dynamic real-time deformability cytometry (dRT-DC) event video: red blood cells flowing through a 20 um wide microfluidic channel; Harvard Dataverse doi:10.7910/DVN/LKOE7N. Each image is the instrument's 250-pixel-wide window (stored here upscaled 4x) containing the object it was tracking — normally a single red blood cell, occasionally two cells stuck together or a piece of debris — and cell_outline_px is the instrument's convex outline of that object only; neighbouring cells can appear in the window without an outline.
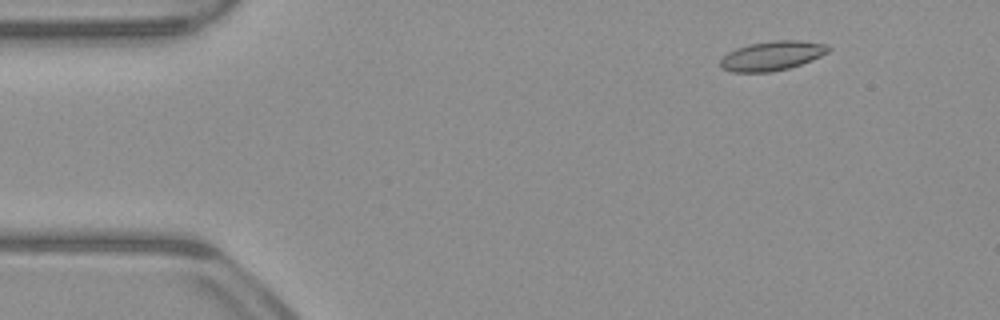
{"species": "common noctule bat (a hibernating species)", "species_latin": "Nyctalus noctula", "temperature_condition": "warm", "stored_images_in_passage": 52, "camera_frame_rate_fps": 3000, "um_per_image_px": 0.085, "animal": {"sex": "male", "body_mass_g": 23.1, "forearm_length_mm": 52.7}, "frame": {"image": 1, "passage_image": 6, "time_ms": 1.667, "image_size_px": [1000, 320], "cell_outline_px": [[832, 48], [828, 52], [812, 60], [788, 68], [772, 72], [732, 72], [720, 68], [720, 60], [728, 52], [736, 48], [748, 44], [776, 40], [800, 40], [828, 44]], "centroid_in_image_um": [65.63, 4.74], "position_along_channel_um": 19.4, "area_um2": 18.61}}
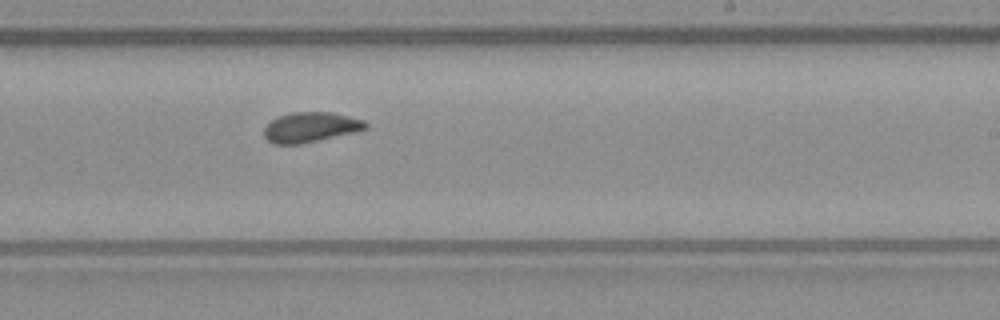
{"frame": {"image": 2, "passage_image": 31, "time_ms": 10.0, "image_size_px": [1000, 320], "cell_outline_px": [[368, 128], [356, 132], [300, 144], [276, 144], [268, 140], [264, 136], [264, 128], [276, 116], [292, 112], [332, 112], [364, 120], [368, 124]], "centroid_in_image_um": [26.41, 10.8], "position_along_channel_um": 262.6, "area_um2": 17.8}}
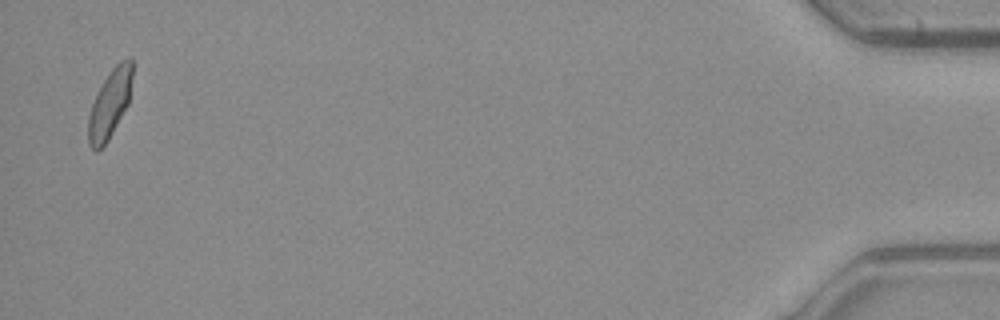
{"frame": {"image": 3, "passage_image": 51, "time_ms": 16.667, "image_size_px": [1000, 320], "cell_outline_px": [[132, 76], [128, 104], [108, 140], [96, 152], [88, 144], [88, 116], [92, 104], [108, 72], [120, 60], [128, 56], [132, 60]], "centroid_in_image_um": [9.33, 8.8], "position_along_channel_um": 425.9, "area_um2": 17.34}, "authors_computed_cell_mechanics": {"area_um2": 17.8024, "velocity_mm_per_s": 3.9444, "shape_relaxation_time_tau1_ms": null, "shape_relaxation_time_tau2_ms": 1.7388, "deformation_change_tau1": null, "deformation_change_tau2": 0.0527}}